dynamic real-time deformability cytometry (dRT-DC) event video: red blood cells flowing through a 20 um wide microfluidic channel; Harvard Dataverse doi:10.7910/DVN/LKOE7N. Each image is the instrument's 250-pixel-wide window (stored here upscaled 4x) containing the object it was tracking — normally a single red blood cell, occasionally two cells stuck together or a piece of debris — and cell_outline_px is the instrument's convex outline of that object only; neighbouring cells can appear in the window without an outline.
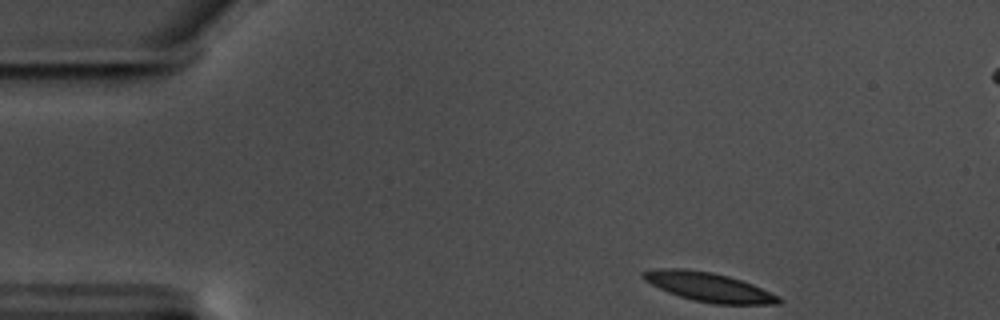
{"species": "common noctule bat (a hibernating species)", "species_latin": "Nyctalus noctula", "temperature_condition": "warm", "stored_images_in_passage": 45, "camera_frame_rate_fps": 3000, "um_per_image_px": 0.085, "animal": {"sex": "male", "body_mass_g": 17.5, "forearm_length_mm": 52.3}, "frame": {"image": 1, "passage_image": 1, "time_ms": 0.0, "image_size_px": [1000, 320], "cell_outline_px": [[784, 300], [780, 304], [716, 304], [692, 300], [668, 292], [644, 280], [640, 276], [640, 272], [656, 268], [684, 268], [712, 272], [728, 276], [752, 284], [780, 296]], "centroid_in_image_um": [60.24, 24.39], "position_along_channel_um": 24.8, "area_um2": 23.06}}
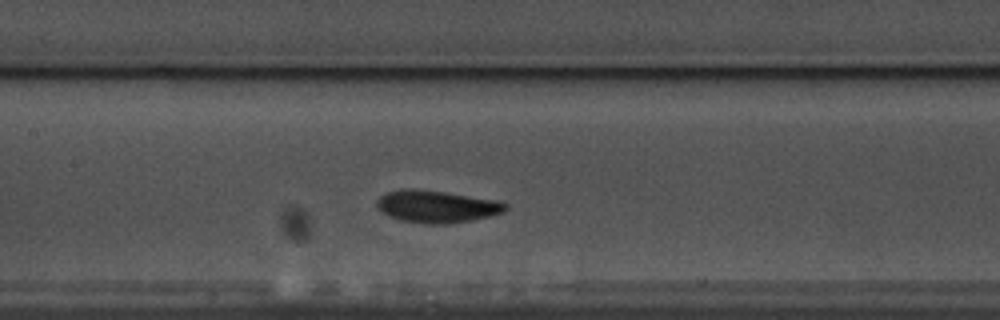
{"frame": {"image": 2, "passage_image": 20, "time_ms": 6.333, "image_size_px": [1000, 320], "cell_outline_px": [[508, 208], [504, 212], [472, 220], [448, 224], [424, 224], [400, 220], [388, 216], [380, 212], [376, 208], [376, 200], [380, 196], [388, 192], [400, 188], [416, 188], [448, 192], [496, 200], [508, 204]], "centroid_in_image_um": [37.07, 17.54], "position_along_channel_um": 170.3, "area_um2": 24.62}}
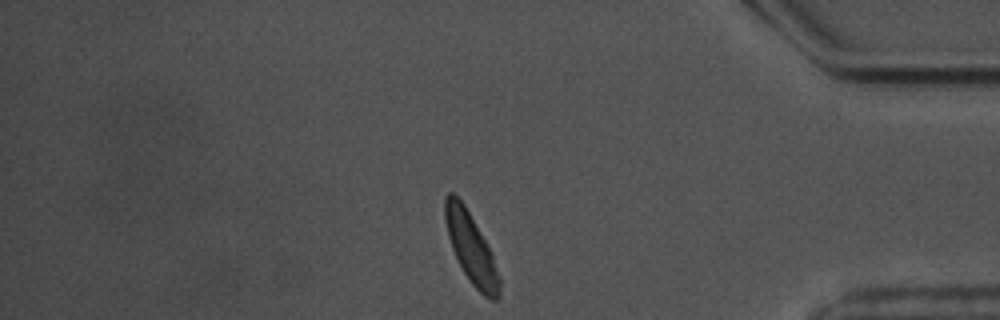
{"frame": {"image": 3, "passage_image": 42, "time_ms": 13.667, "image_size_px": [1000, 320], "cell_outline_px": [[500, 296], [496, 300], [492, 300], [484, 296], [472, 284], [464, 272], [452, 248], [448, 236], [444, 216], [444, 196], [448, 192], [452, 192], [464, 204], [492, 252], [500, 280]], "centroid_in_image_um": [40.04, 21.08], "position_along_channel_um": 395.2, "area_um2": 21.96}, "authors_computed_cell_mechanics": {"area_um2": 23.1778, "velocity_mm_per_s": 3.4848, "shape_relaxation_time_tau1_ms": 3.8032, "shape_relaxation_time_tau2_ms": null, "deformation_change_tau1": 0.1395, "deformation_change_tau2": null}}